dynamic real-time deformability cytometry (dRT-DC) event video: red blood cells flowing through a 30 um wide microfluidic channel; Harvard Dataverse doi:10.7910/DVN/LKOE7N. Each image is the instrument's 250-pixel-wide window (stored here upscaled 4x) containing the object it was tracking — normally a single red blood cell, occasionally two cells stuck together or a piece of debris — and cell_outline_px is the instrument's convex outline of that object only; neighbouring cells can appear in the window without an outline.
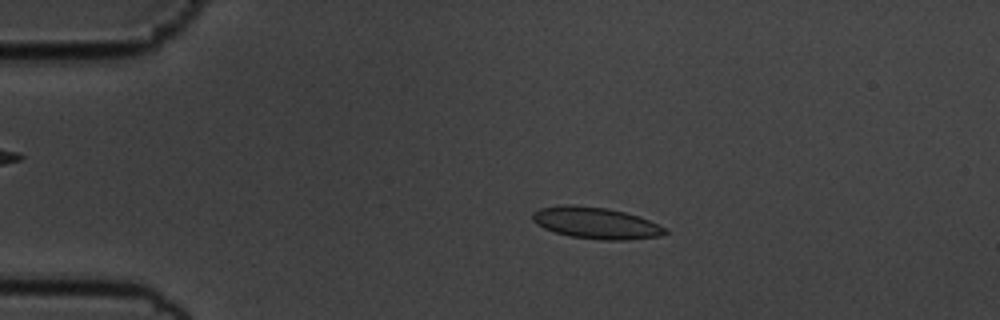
{"species": "common noctule bat (a hibernating species)", "species_latin": "Nyctalus noctula", "temperature_condition": "cold", "stored_images_in_passage": 56, "camera_frame_rate_fps": 3000, "um_per_image_px": 0.085, "animal": {"sex": "male", "body_mass_g": 19.5, "forearm_length_mm": 54.6}, "frame": {"image": 1, "passage_image": 11, "time_ms": 3.333, "image_size_px": [1000, 320], "cell_outline_px": [[668, 232], [660, 236], [628, 240], [600, 240], [568, 236], [544, 228], [536, 224], [532, 220], [532, 212], [540, 208], [560, 204], [572, 204], [608, 208], [640, 216], [668, 228]], "centroid_in_image_um": [50.66, 18.95], "position_along_channel_um": 34.3, "area_um2": 24.74}}
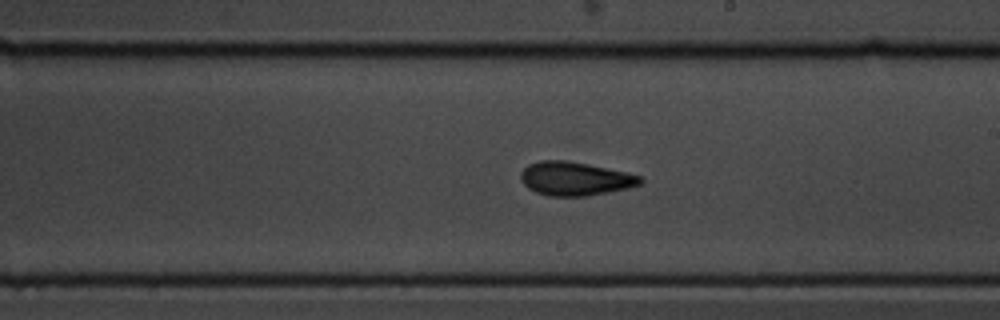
{"frame": {"image": 2, "passage_image": 32, "time_ms": 10.333, "image_size_px": [1000, 320], "cell_outline_px": [[644, 180], [640, 184], [628, 188], [588, 196], [548, 196], [536, 192], [528, 188], [520, 180], [520, 172], [528, 164], [540, 160], [564, 160], [588, 164], [628, 172], [640, 176]], "centroid_in_image_um": [48.86, 15.18], "position_along_channel_um": 240.1, "area_um2": 23.58}}
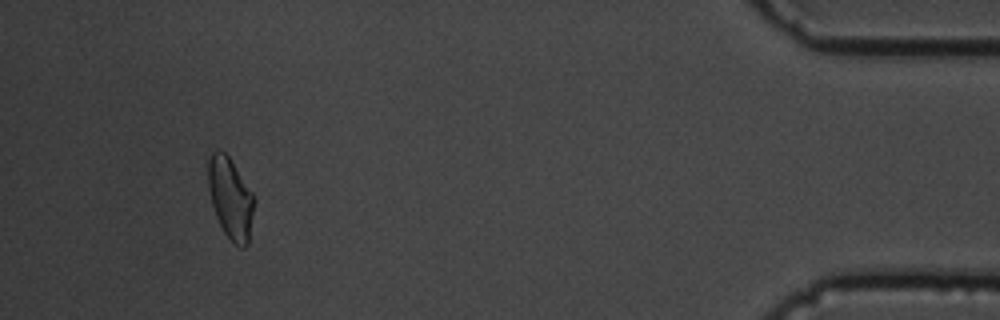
{"frame": {"image": 3, "passage_image": 52, "time_ms": 17.0, "image_size_px": [1000, 320], "cell_outline_px": [[252, 212], [248, 244], [244, 248], [240, 248], [232, 244], [224, 232], [216, 216], [212, 204], [208, 188], [208, 160], [212, 152], [216, 148], [224, 152], [228, 156], [252, 192]], "centroid_in_image_um": [19.55, 16.86], "position_along_channel_um": 415.6, "area_um2": 21.39}, "authors_computed_cell_mechanics": {"area_um2": 22.7732, "velocity_mm_per_s": 3.5718, "shape_relaxation_time_tau1_ms": 3.6792, "shape_relaxation_time_tau2_ms": 1.6247, "deformation_change_tau1": 0.1074, "deformation_change_tau2": 0.0628}}